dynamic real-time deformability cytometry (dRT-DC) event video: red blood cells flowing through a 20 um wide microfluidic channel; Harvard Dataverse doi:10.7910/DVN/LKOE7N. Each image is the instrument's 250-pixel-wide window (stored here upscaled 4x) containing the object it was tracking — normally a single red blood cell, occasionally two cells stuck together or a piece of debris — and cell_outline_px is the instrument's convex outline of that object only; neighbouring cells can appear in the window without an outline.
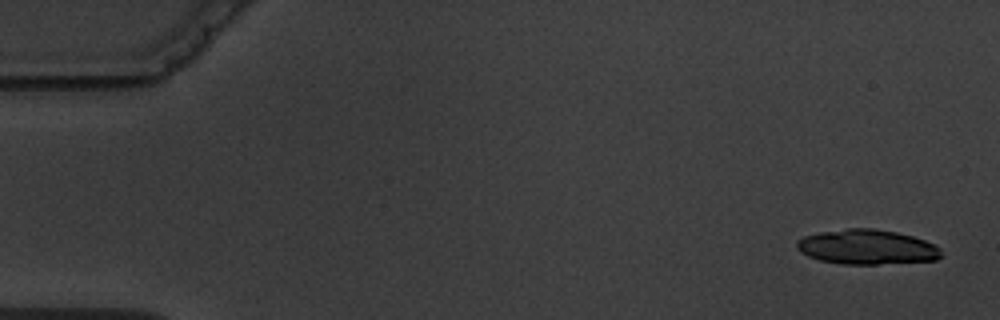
{"species": "common noctule bat (a hibernating species)", "species_latin": "Nyctalus noctula", "temperature_condition": "warm", "stored_images_in_passage": 6, "camera_frame_rate_fps": 3000, "um_per_image_px": 0.085, "animal": {"sex": "male", "body_mass_g": 19.5, "forearm_length_mm": 54.6}, "frame": {"image": 1, "passage_image": 1, "time_ms": 0.0, "image_size_px": [1000, 320], "cell_outline_px": [[944, 256], [936, 260], [876, 264], [840, 264], [820, 260], [808, 256], [800, 252], [796, 248], [796, 240], [804, 236], [820, 232], [848, 228], [872, 228], [896, 232], [912, 236], [936, 244], [940, 248]], "centroid_in_image_um": [73.7, 21.0], "position_along_channel_um": 11.3, "area_um2": 29.48}}
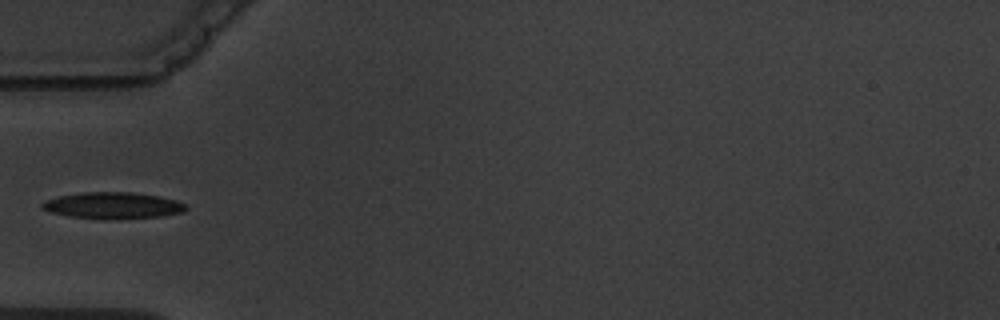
{"frame": {"image": 2, "passage_image": 6, "time_ms": 5.667, "image_size_px": [1000, 320], "cell_outline_px": [[188, 208], [184, 212], [160, 216], [68, 216], [52, 212], [40, 208], [40, 204], [44, 200], [60, 196], [80, 192], [132, 192], [156, 196], [176, 200], [188, 204]], "centroid_in_image_um": [9.59, 17.41], "position_along_channel_um": 75.4, "area_um2": 21.04}}